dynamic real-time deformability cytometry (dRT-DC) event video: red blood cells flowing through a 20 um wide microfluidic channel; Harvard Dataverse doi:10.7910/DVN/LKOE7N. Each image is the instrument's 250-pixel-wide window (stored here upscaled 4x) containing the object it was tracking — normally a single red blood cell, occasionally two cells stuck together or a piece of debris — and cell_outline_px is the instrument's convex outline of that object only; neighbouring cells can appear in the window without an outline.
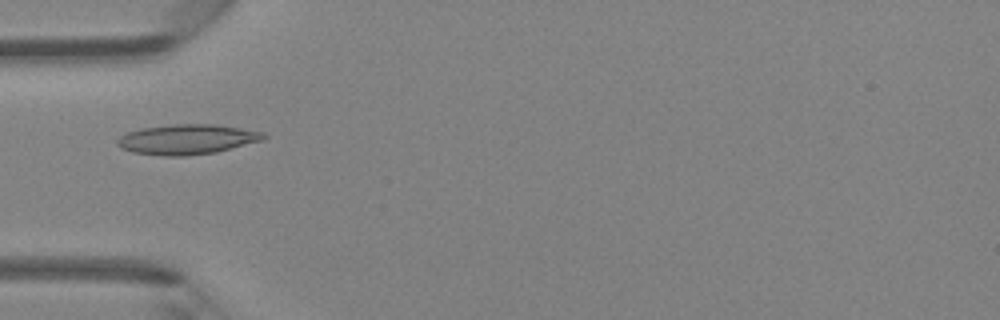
{"species": "Egyptian fruit bat (a non-hibernating species)", "species_latin": "Rousettus aegyptiacus", "temperature_condition": "room temperature", "stored_images_in_passage": 46, "camera_frame_rate_fps": 3000, "um_per_image_px": 0.085, "animal": {"sex": "female"}, "frame": {"image": 1, "passage_image": 15, "time_ms": 4.667, "image_size_px": [1000, 320], "cell_outline_px": [[268, 136], [264, 140], [216, 152], [184, 156], [164, 156], [132, 152], [120, 148], [116, 144], [116, 140], [120, 136], [128, 132], [140, 128], [176, 124], [212, 124], [240, 128], [264, 132]], "centroid_in_image_um": [15.89, 11.85], "position_along_channel_um": 69.1, "area_um2": 25.66}}
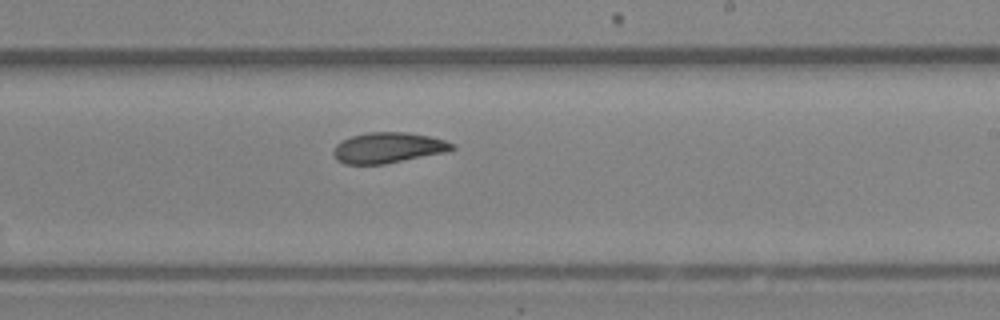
{"frame": {"image": 2, "passage_image": 28, "time_ms": 9.0, "image_size_px": [1000, 320], "cell_outline_px": [[456, 148], [448, 152], [384, 164], [344, 164], [336, 160], [332, 152], [336, 144], [352, 136], [368, 132], [408, 132], [428, 136], [444, 140], [456, 144]], "centroid_in_image_um": [33.01, 12.56], "position_along_channel_um": 256.0, "area_um2": 21.27}}
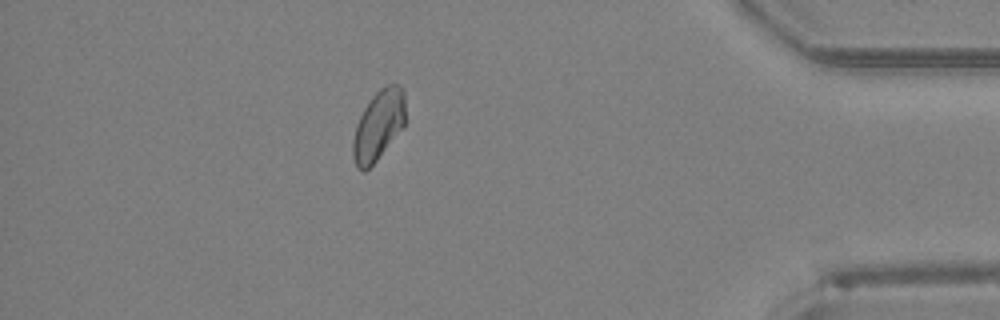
{"frame": {"image": 3, "passage_image": 41, "time_ms": 13.333, "image_size_px": [1000, 320], "cell_outline_px": [[404, 124], [376, 160], [364, 172], [356, 168], [352, 156], [352, 140], [356, 124], [364, 108], [372, 96], [380, 88], [388, 84], [396, 84], [404, 92]], "centroid_in_image_um": [32.11, 10.66], "position_along_channel_um": 403.1, "area_um2": 20.98}, "authors_computed_cell_mechanics": {"area_um2": 21.8484, "velocity_mm_per_s": 4.338, "shape_relaxation_time_tau1_ms": 6.1577, "shape_relaxation_time_tau2_ms": 3.3109, "deformation_change_tau1": 0.1276, "deformation_change_tau2": 0.0735}}